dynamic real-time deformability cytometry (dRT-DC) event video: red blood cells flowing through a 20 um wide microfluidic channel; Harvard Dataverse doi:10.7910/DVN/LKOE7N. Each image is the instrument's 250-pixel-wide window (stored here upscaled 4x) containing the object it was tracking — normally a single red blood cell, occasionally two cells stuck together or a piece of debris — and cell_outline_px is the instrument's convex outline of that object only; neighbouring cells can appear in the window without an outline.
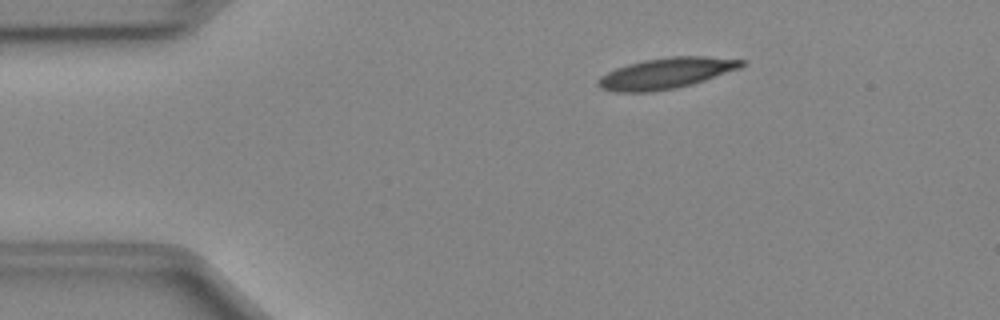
{"species": "Egyptian fruit bat (a non-hibernating species)", "species_latin": "Rousettus aegyptiacus", "temperature_condition": "cold", "stored_images_in_passage": 42, "camera_frame_rate_fps": 3000, "um_per_image_px": 0.085, "animal": {"sex": "female"}, "frame": {"image": 1, "passage_image": 1, "time_ms": 0.0, "image_size_px": [1000, 320], "cell_outline_px": [[748, 60], [740, 68], [692, 84], [676, 88], [652, 92], [612, 92], [600, 88], [596, 84], [596, 80], [600, 76], [616, 68], [628, 64], [644, 60], [672, 56], [704, 56]], "centroid_in_image_um": [56.59, 6.23], "position_along_channel_um": 28.4, "area_um2": 25.89}}
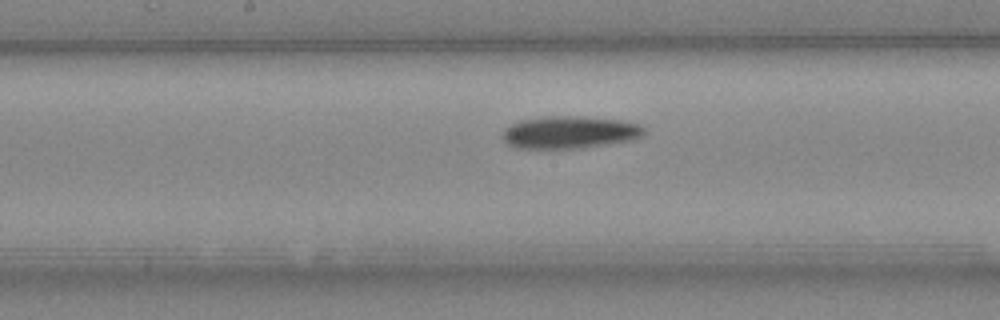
{"frame": {"image": 2, "passage_image": 18, "time_ms": 5.667, "image_size_px": [1000, 320], "cell_outline_px": [[644, 132], [640, 136], [628, 140], [584, 148], [516, 148], [508, 144], [500, 136], [500, 132], [504, 128], [520, 120], [548, 116], [572, 116], [620, 120], [640, 124], [644, 128]], "centroid_in_image_um": [48.34, 11.24], "position_along_channel_um": 199.9, "area_um2": 26.59}}
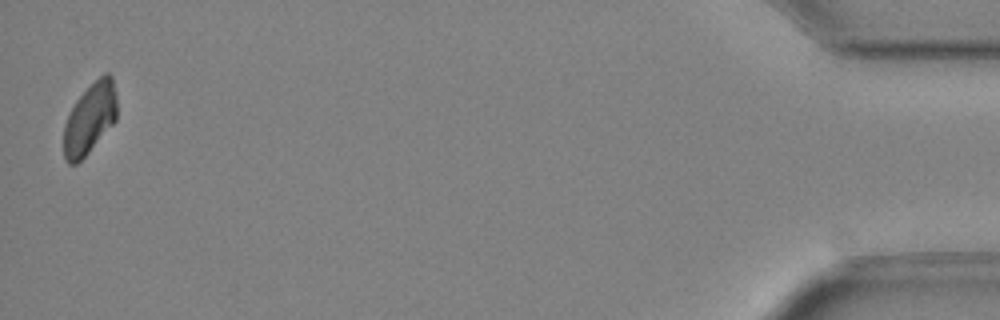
{"frame": {"image": 3, "passage_image": 42, "time_ms": 13.667, "image_size_px": [1000, 320], "cell_outline_px": [[116, 120], [88, 152], [76, 164], [68, 164], [64, 156], [64, 124], [76, 100], [104, 72], [108, 72], [112, 76], [116, 96]], "centroid_in_image_um": [7.64, 10.07], "position_along_channel_um": 427.6, "area_um2": 21.5}, "authors_computed_cell_mechanics": {"area_um2": 25.4031, "velocity_mm_per_s": 4.008, "shape_relaxation_time_tau1_ms": 10.3528, "shape_relaxation_time_tau2_ms": null, "deformation_change_tau1": 0.2047, "deformation_change_tau2": null}}